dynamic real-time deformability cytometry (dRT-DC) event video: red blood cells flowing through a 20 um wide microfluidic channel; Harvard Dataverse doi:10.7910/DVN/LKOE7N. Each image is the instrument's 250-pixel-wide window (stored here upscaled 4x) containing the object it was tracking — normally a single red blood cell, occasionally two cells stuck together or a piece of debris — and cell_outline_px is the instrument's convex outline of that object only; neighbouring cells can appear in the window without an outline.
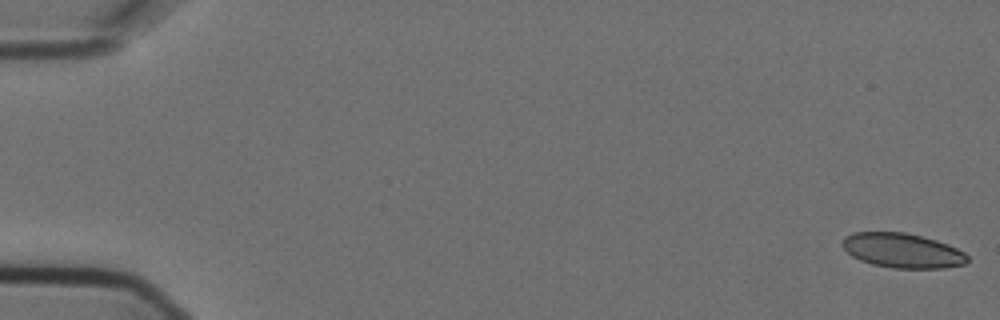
{"species": "Egyptian fruit bat (a non-hibernating species)", "species_latin": "Rousettus aegyptiacus", "temperature_condition": "cold", "stored_images_in_passage": 6, "camera_frame_rate_fps": 3000, "um_per_image_px": 0.085, "animal": {"sex": "female"}, "frame": {"image": 1, "passage_image": 1, "time_ms": 0.0, "image_size_px": [1000, 320], "cell_outline_px": [[968, 260], [964, 264], [944, 268], [892, 268], [872, 264], [860, 260], [852, 256], [840, 244], [844, 236], [852, 232], [904, 232], [936, 240], [948, 244], [964, 252], [968, 256]], "centroid_in_image_um": [76.68, 21.29], "position_along_channel_um": 8.3, "area_um2": 25.26}}
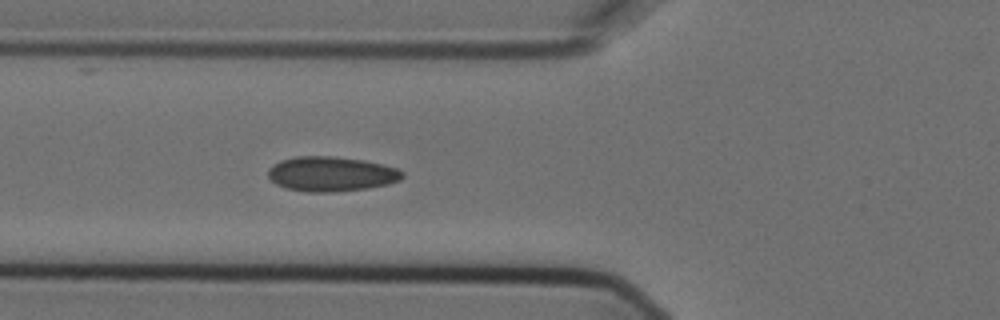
{"frame": {"image": 2, "passage_image": 6, "time_ms": 1.667, "image_size_px": [1000, 320], "cell_outline_px": [[404, 176], [400, 180], [388, 184], [368, 188], [336, 192], [308, 192], [284, 188], [276, 184], [268, 176], [268, 168], [272, 164], [280, 160], [296, 156], [332, 156], [364, 160], [396, 168], [404, 172]], "centroid_in_image_um": [28.13, 14.79], "position_along_channel_um": 97.7, "area_um2": 27.4}}